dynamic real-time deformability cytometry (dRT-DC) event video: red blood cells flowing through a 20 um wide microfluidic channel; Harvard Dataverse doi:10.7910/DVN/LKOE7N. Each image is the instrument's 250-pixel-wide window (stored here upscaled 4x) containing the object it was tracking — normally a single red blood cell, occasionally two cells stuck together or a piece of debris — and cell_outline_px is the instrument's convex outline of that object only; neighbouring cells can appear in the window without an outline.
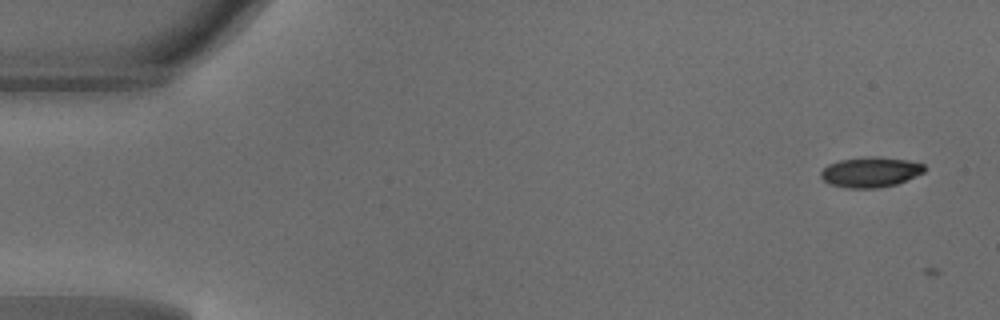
{"species": "common noctule bat (a hibernating species)", "species_latin": "Nyctalus noctula", "temperature_condition": "warm", "stored_images_in_passage": 2, "camera_frame_rate_fps": 3000, "um_per_image_px": 0.085, "animal": {"sex": "male", "body_mass_g": 18.8}, "frame": {"image": 1, "passage_image": 1, "time_ms": 0.0, "image_size_px": [1000, 320], "cell_outline_px": [[924, 172], [896, 184], [876, 188], [848, 188], [832, 184], [824, 180], [820, 176], [820, 172], [828, 164], [840, 160], [908, 160], [924, 164]], "centroid_in_image_um": [73.97, 14.69], "position_along_channel_um": 11.0, "area_um2": 16.99}}